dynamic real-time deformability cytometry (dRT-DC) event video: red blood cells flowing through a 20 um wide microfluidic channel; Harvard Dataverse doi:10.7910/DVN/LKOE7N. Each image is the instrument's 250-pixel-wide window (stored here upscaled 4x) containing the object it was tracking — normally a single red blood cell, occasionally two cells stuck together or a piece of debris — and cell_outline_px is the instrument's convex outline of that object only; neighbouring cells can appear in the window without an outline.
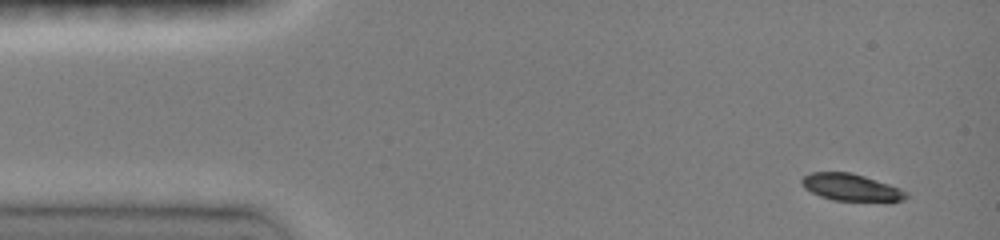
{"species": "common noctule bat (a hibernating species)", "species_latin": "Nyctalus noctula", "temperature_condition": "room temperature", "stored_images_in_passage": 7, "camera_frame_rate_fps": 3000, "um_per_image_px": 0.085, "animal": {"sex": "female", "body_mass_g": 19.0, "forearm_length_mm": 51.5}, "frame": {"image": 1, "passage_image": 1, "time_ms": 0.0, "image_size_px": [1000, 240], "cell_outline_px": [[908, 196], [904, 200], [892, 204], [884, 204], [832, 200], [820, 196], [804, 188], [800, 184], [800, 180], [804, 176], [812, 172], [852, 172], [900, 188], [908, 192]], "centroid_in_image_um": [72.43, 15.99], "position_along_channel_um": 12.6, "area_um2": 17.34}}